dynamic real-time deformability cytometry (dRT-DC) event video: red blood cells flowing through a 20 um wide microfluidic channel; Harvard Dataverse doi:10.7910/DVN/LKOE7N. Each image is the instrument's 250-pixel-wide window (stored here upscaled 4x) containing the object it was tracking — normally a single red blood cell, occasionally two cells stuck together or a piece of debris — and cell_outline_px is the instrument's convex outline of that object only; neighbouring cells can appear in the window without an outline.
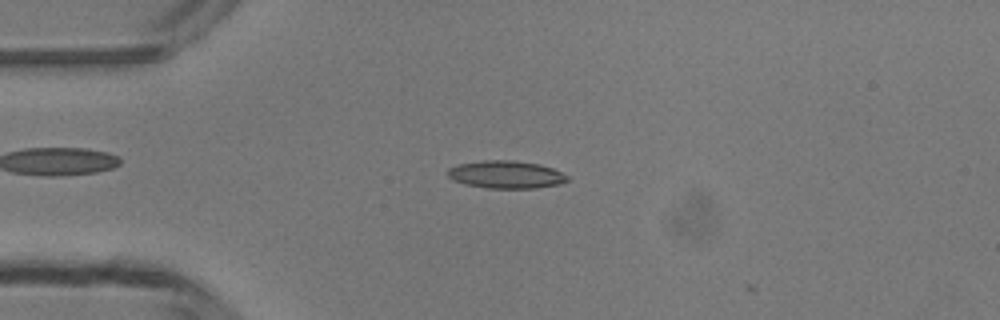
{"species": "common noctule bat (a hibernating species)", "species_latin": "Nyctalus noctula", "temperature_condition": "room temperature", "stored_images_in_passage": 3, "camera_frame_rate_fps": 3000, "um_per_image_px": 0.085, "animal": {"sex": "male", "body_mass_g": 13.3}, "frame": {"image": 1, "passage_image": 2, "time_ms": 0.333, "image_size_px": [1000, 320], "cell_outline_px": [[568, 180], [560, 184], [536, 188], [488, 188], [464, 184], [452, 180], [448, 176], [448, 168], [460, 164], [484, 160], [512, 160], [540, 164], [552, 168], [568, 176]], "centroid_in_image_um": [43.01, 14.84], "position_along_channel_um": 42.0, "area_um2": 19.25}}